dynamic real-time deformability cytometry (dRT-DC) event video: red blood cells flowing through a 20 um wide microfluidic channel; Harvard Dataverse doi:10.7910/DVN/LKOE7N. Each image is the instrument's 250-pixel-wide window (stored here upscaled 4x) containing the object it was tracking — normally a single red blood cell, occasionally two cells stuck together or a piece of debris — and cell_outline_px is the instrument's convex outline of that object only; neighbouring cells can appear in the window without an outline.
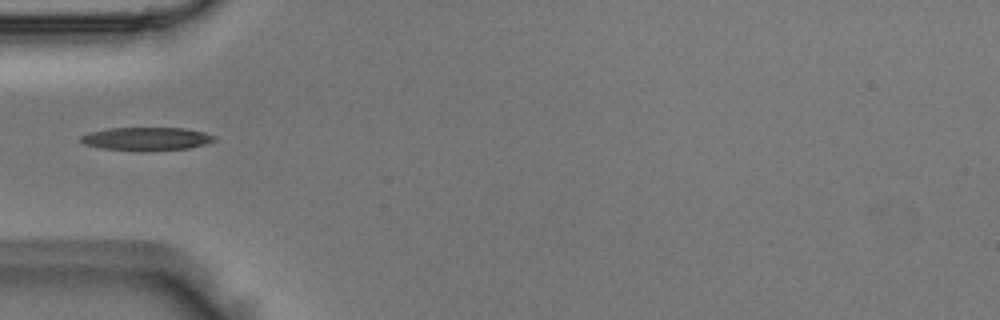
{"species": "Egyptian fruit bat (a non-hibernating species)", "species_latin": "Rousettus aegyptiacus", "temperature_condition": "room temperature", "stored_images_in_passage": 7, "camera_frame_rate_fps": 3000, "um_per_image_px": 0.085, "animal": {"sex": "male"}, "frame": {"image": 1, "passage_image": 6, "time_ms": 1.667, "image_size_px": [1000, 320], "cell_outline_px": [[216, 140], [208, 144], [188, 148], [140, 152], [136, 152], [100, 148], [84, 144], [80, 140], [80, 136], [88, 132], [108, 128], [184, 128], [204, 132], [216, 136]], "centroid_in_image_um": [12.44, 11.81], "position_along_channel_um": 72.6, "area_um2": 18.5}}